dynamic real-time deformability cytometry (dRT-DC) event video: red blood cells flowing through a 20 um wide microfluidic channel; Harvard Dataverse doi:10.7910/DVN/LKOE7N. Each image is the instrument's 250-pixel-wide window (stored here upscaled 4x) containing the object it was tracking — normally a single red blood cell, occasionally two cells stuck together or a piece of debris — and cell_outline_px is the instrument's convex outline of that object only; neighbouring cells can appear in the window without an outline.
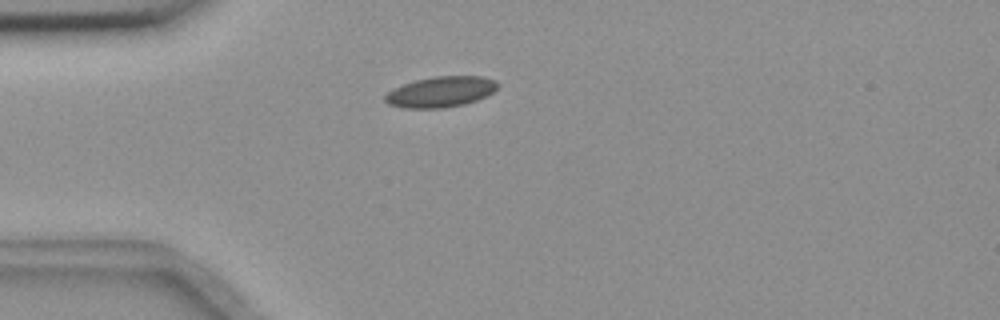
{"species": "common noctule bat (a hibernating species)", "species_latin": "Nyctalus noctula", "temperature_condition": "room temperature", "stored_images_in_passage": 2, "camera_frame_rate_fps": 3000, "um_per_image_px": 0.085, "animal": {"sex": "female", "body_mass_g": 18.4}, "frame": {"image": 1, "passage_image": 1, "time_ms": 0.0, "image_size_px": [1000, 320], "cell_outline_px": [[500, 84], [492, 92], [476, 100], [464, 104], [444, 108], [404, 108], [388, 104], [384, 100], [384, 96], [392, 88], [416, 80], [436, 76], [484, 76], [496, 80]], "centroid_in_image_um": [37.45, 7.8], "position_along_channel_um": 47.5, "area_um2": 20.11}}